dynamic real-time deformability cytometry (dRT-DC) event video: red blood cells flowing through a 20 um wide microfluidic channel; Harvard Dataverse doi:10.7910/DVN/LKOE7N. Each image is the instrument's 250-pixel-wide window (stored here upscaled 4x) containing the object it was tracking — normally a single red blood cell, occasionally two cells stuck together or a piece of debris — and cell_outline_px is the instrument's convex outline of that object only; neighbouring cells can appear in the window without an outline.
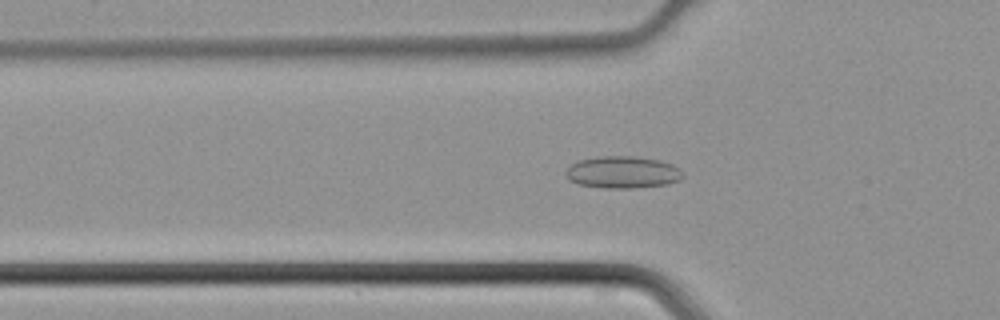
{"species": "common noctule bat (a hibernating species)", "species_latin": "Nyctalus noctula", "temperature_condition": "cold", "stored_images_in_passage": 37, "camera_frame_rate_fps": 3000, "um_per_image_px": 0.085, "animal": {"sex": "male", "body_mass_g": 21.5, "forearm_length_mm": 52.0}, "frame": {"image": 1, "passage_image": 7, "time_ms": 2.0, "image_size_px": [1000, 320], "cell_outline_px": [[684, 176], [680, 180], [668, 184], [632, 188], [604, 188], [580, 184], [568, 180], [564, 172], [572, 164], [580, 160], [600, 156], [636, 156], [660, 160], [672, 164], [680, 168]], "centroid_in_image_um": [52.95, 14.64], "position_along_channel_um": 72.8, "area_um2": 21.96}}
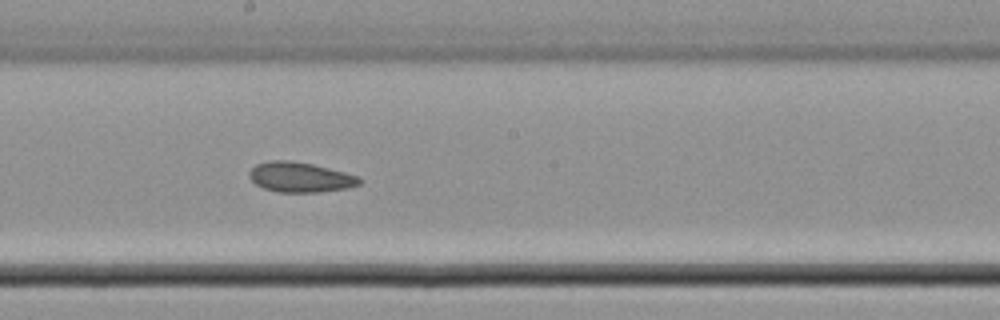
{"frame": {"image": 2, "passage_image": 17, "time_ms": 5.333, "image_size_px": [1000, 320], "cell_outline_px": [[360, 184], [348, 188], [320, 192], [280, 192], [264, 188], [256, 184], [248, 176], [248, 172], [256, 164], [272, 160], [288, 160], [312, 164], [344, 172], [356, 176], [360, 180]], "centroid_in_image_um": [25.48, 15.06], "position_along_channel_um": 222.7, "area_um2": 19.07}}
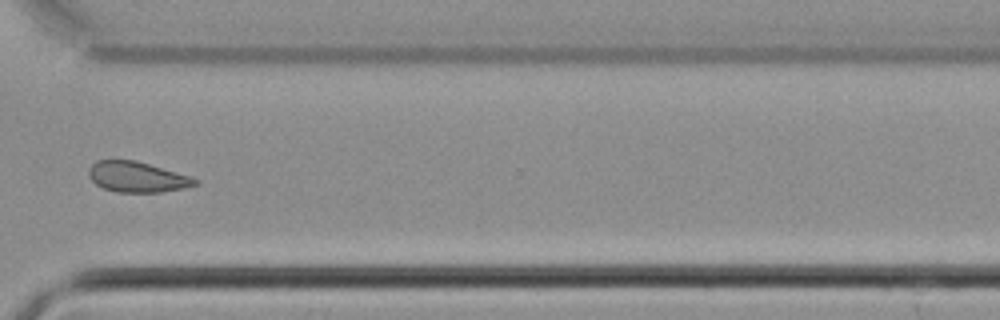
{"frame": {"image": 3, "passage_image": 26, "time_ms": 8.333, "image_size_px": [1000, 320], "cell_outline_px": [[200, 180], [196, 184], [184, 188], [160, 192], [116, 192], [104, 188], [96, 184], [92, 180], [88, 172], [88, 168], [96, 160], [136, 160], [192, 176]], "centroid_in_image_um": [11.67, 15.03], "position_along_channel_um": 358.9, "area_um2": 18.96}}